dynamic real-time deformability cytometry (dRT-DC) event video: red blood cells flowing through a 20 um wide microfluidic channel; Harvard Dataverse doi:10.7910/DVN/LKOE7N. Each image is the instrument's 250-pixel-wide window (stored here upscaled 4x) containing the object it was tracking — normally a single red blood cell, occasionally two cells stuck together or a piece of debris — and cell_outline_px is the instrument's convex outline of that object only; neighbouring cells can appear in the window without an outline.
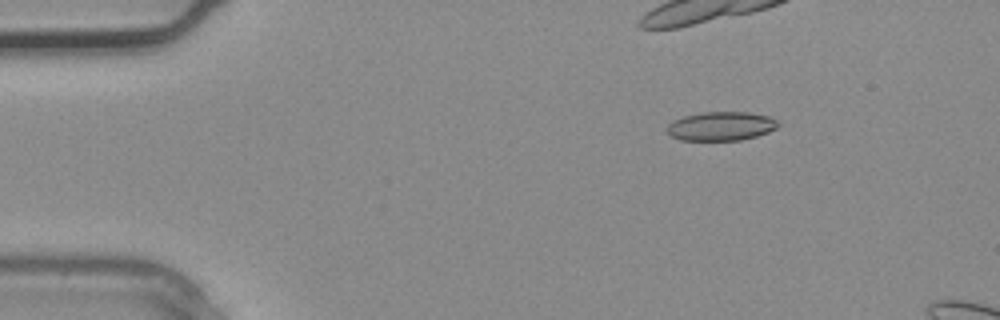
{"species": "common noctule bat (a hibernating species)", "species_latin": "Nyctalus noctula", "temperature_condition": "warm", "stored_images_in_passage": 3, "camera_frame_rate_fps": 3000, "um_per_image_px": 0.085, "animal": {"sex": "male", "body_mass_g": 20.4}, "frame": {"image": 1, "passage_image": 1, "time_ms": 0.0, "image_size_px": [1000, 320], "cell_outline_px": [[780, 124], [776, 128], [768, 132], [756, 136], [740, 140], [680, 140], [672, 136], [664, 128], [672, 120], [684, 116], [704, 112], [748, 112], [772, 116]], "centroid_in_image_um": [61.29, 10.71], "position_along_channel_um": 23.7, "area_um2": 18.84}}